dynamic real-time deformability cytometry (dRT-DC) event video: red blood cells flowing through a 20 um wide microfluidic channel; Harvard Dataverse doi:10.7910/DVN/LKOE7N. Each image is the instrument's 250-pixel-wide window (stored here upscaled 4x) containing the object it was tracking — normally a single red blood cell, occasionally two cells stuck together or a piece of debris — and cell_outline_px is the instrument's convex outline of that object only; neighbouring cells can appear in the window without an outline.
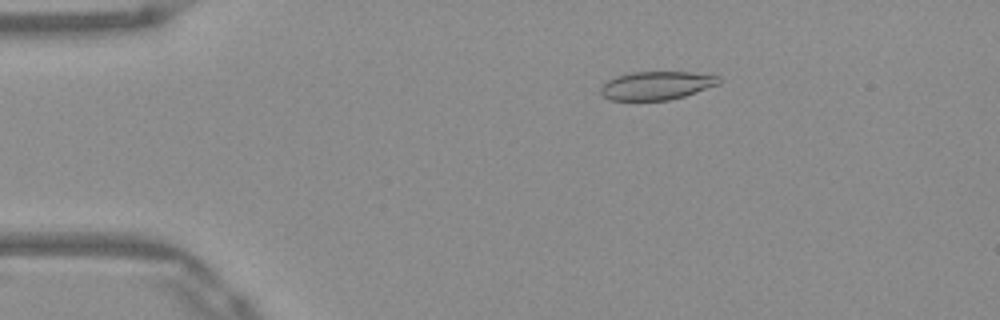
{"species": "Egyptian fruit bat (a non-hibernating species)", "species_latin": "Rousettus aegyptiacus", "temperature_condition": "warm", "stored_images_in_passage": 52, "camera_frame_rate_fps": 3000, "um_per_image_px": 0.085, "frame": {"image": 1, "passage_image": 10, "time_ms": 3.0, "image_size_px": [1000, 320], "cell_outline_px": [[720, 84], [684, 96], [668, 100], [612, 100], [604, 96], [600, 92], [600, 88], [608, 80], [616, 76], [632, 72], [692, 72], [720, 76]], "centroid_in_image_um": [55.83, 7.26], "position_along_channel_um": 29.2, "area_um2": 19.48}}
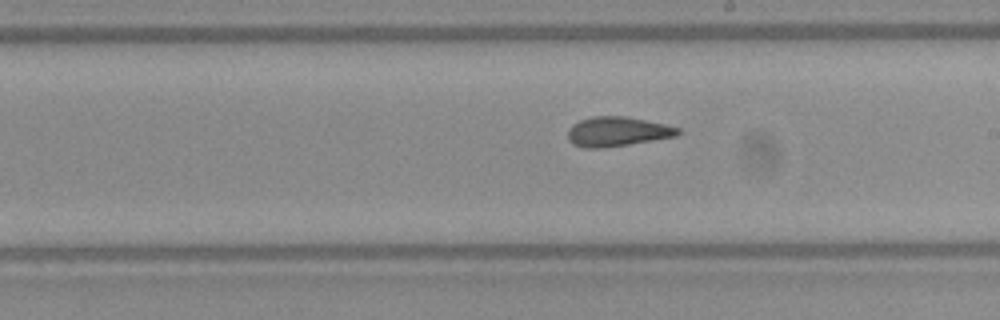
{"frame": {"image": 2, "passage_image": 30, "time_ms": 9.667, "image_size_px": [1000, 320], "cell_outline_px": [[684, 132], [676, 136], [628, 144], [600, 148], [588, 148], [572, 144], [568, 140], [568, 128], [572, 124], [580, 120], [592, 116], [624, 116], [664, 124], [680, 128]], "centroid_in_image_um": [52.46, 11.18], "position_along_channel_um": 236.5, "area_um2": 18.9}}
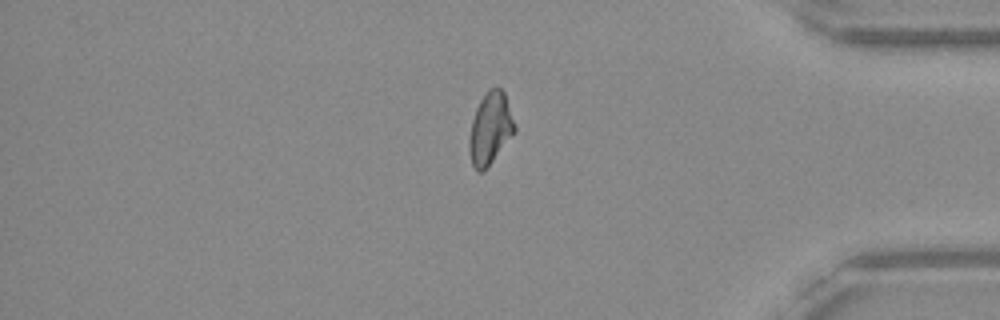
{"frame": {"image": 3, "passage_image": 44, "time_ms": 14.333, "image_size_px": [1000, 320], "cell_outline_px": [[516, 132], [488, 168], [484, 172], [476, 172], [472, 164], [468, 148], [468, 140], [472, 120], [476, 108], [480, 100], [496, 84], [504, 92], [516, 128]], "centroid_in_image_um": [41.67, 10.98], "position_along_channel_um": 393.5, "area_um2": 19.25}, "authors_computed_cell_mechanics": {"area_um2": 19.2474, "velocity_mm_per_s": 3.9402, "shape_relaxation_time_tau1_ms": null, "shape_relaxation_time_tau2_ms": 1.8826, "deformation_change_tau1": null, "deformation_change_tau2": 0.077}}